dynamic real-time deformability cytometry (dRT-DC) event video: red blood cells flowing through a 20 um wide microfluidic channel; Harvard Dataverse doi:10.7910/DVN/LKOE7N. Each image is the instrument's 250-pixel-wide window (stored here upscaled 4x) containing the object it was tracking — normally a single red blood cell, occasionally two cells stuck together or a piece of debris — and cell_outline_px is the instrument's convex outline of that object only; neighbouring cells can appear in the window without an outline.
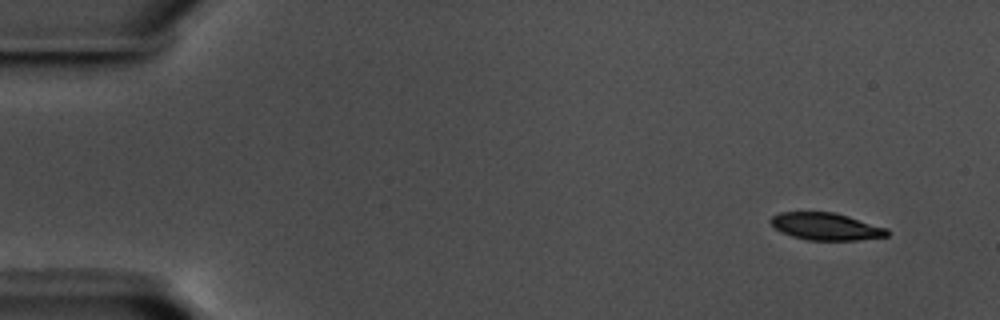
{"species": "common noctule bat (a hibernating species)", "species_latin": "Nyctalus noctula", "temperature_condition": "warm", "stored_images_in_passage": 55, "camera_frame_rate_fps": 3000, "um_per_image_px": 0.085, "animal": {"sex": "male", "body_mass_g": 17.5, "forearm_length_mm": 52.3}, "frame": {"image": 1, "passage_image": 1, "time_ms": 0.0, "image_size_px": [1000, 320], "cell_outline_px": [[888, 236], [856, 240], [808, 240], [792, 236], [780, 232], [768, 220], [772, 216], [780, 212], [836, 212], [888, 228]], "centroid_in_image_um": [70.2, 19.24], "position_along_channel_um": 14.8, "area_um2": 18.55}}
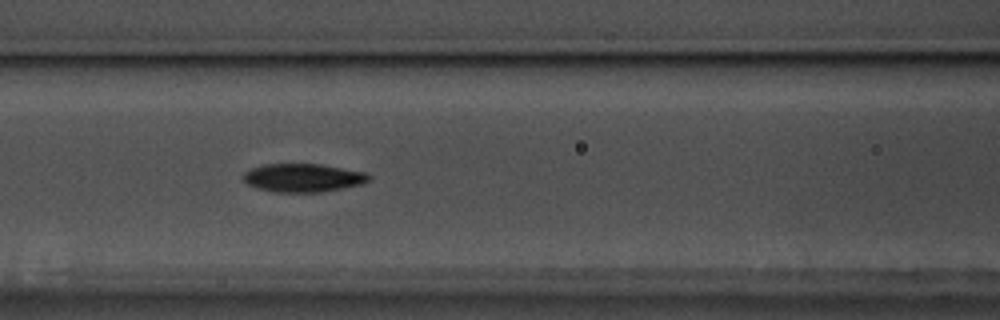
{"frame": {"image": 2, "passage_image": 22, "time_ms": 7.0, "image_size_px": [1000, 320], "cell_outline_px": [[372, 180], [364, 184], [320, 192], [272, 192], [256, 188], [248, 184], [244, 180], [244, 172], [252, 168], [264, 164], [320, 164], [364, 172], [372, 176]], "centroid_in_image_um": [25.79, 15.12], "position_along_channel_um": 140.8, "area_um2": 20.81}}
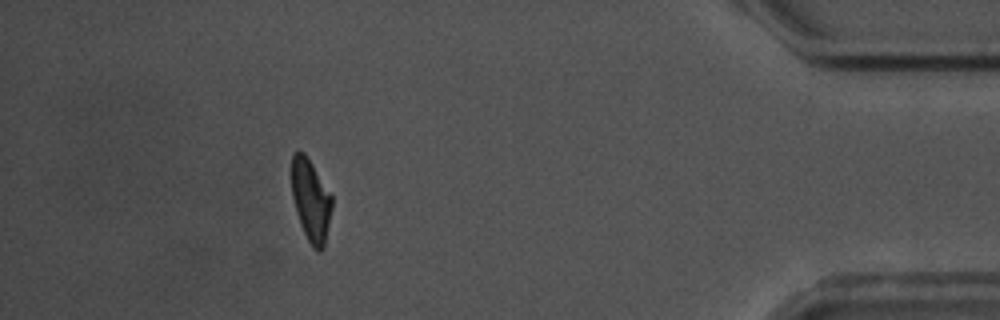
{"frame": {"image": 3, "passage_image": 49, "time_ms": 16.0, "image_size_px": [1000, 320], "cell_outline_px": [[332, 208], [324, 248], [320, 252], [316, 252], [312, 248], [300, 224], [296, 212], [292, 196], [292, 156], [296, 152], [304, 152], [312, 164], [332, 196]], "centroid_in_image_um": [26.43, 17.08], "position_along_channel_um": 408.8, "area_um2": 19.19}, "authors_computed_cell_mechanics": {"area_um2": 20.4612, "velocity_mm_per_s": 3.5499, "shape_relaxation_time_tau1_ms": 5.1652, "shape_relaxation_time_tau2_ms": 6.9857, "deformation_change_tau1": 0.1809, "deformation_change_tau2": 0.1251}}